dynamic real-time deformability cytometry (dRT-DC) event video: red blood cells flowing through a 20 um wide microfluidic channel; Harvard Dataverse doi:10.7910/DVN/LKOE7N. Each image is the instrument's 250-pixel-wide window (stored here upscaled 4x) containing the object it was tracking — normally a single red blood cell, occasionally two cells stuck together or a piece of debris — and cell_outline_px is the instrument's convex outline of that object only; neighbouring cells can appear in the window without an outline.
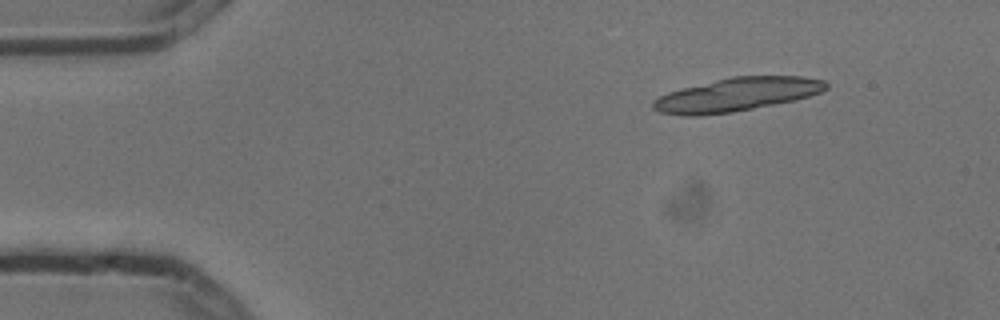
{"species": "common noctule bat (a hibernating species)", "species_latin": "Nyctalus noctula", "temperature_condition": "cold", "stored_images_in_passage": 4, "camera_frame_rate_fps": 3000, "um_per_image_px": 0.085, "animal": {"sex": "male", "body_mass_g": 13.3}, "frame": {"image": 1, "passage_image": 1, "time_ms": 0.0, "image_size_px": [1000, 320], "cell_outline_px": [[828, 88], [820, 92], [796, 100], [732, 112], [700, 116], [680, 116], [660, 112], [652, 108], [652, 100], [668, 92], [732, 76], [804, 76], [824, 80], [828, 84]], "centroid_in_image_um": [62.62, 8.04], "position_along_channel_um": 22.4, "area_um2": 33.7}}